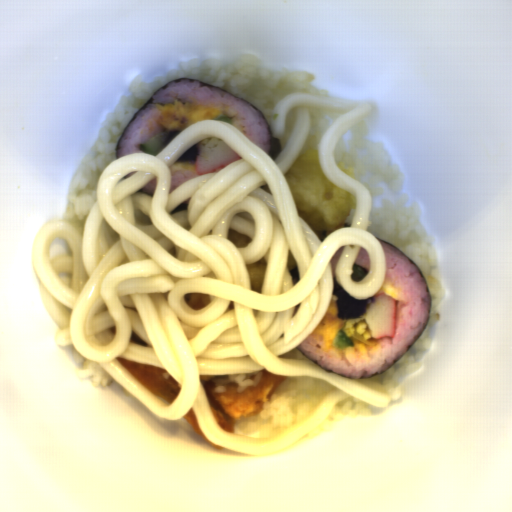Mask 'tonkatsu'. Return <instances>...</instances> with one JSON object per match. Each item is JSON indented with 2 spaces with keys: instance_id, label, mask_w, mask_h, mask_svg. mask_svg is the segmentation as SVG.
Listing matches in <instances>:
<instances>
[{
  "instance_id": "obj_1",
  "label": "tonkatsu",
  "mask_w": 512,
  "mask_h": 512,
  "mask_svg": "<svg viewBox=\"0 0 512 512\" xmlns=\"http://www.w3.org/2000/svg\"><path fill=\"white\" fill-rule=\"evenodd\" d=\"M286 376L270 374L264 368L254 374H200V380L216 425L233 434L238 419L262 412Z\"/></svg>"
},
{
  "instance_id": "obj_2",
  "label": "tonkatsu",
  "mask_w": 512,
  "mask_h": 512,
  "mask_svg": "<svg viewBox=\"0 0 512 512\" xmlns=\"http://www.w3.org/2000/svg\"><path fill=\"white\" fill-rule=\"evenodd\" d=\"M117 359V358H116ZM149 391L166 405H171L181 391L180 384L167 370L157 366L117 359Z\"/></svg>"
},
{
  "instance_id": "obj_3",
  "label": "tonkatsu",
  "mask_w": 512,
  "mask_h": 512,
  "mask_svg": "<svg viewBox=\"0 0 512 512\" xmlns=\"http://www.w3.org/2000/svg\"><path fill=\"white\" fill-rule=\"evenodd\" d=\"M181 418H183L195 430V432L201 438H203L206 442H208L209 444H211L218 450H222L224 448L205 437L204 433L202 432V430L198 424L197 416H196V413H195L193 407Z\"/></svg>"
}]
</instances>
